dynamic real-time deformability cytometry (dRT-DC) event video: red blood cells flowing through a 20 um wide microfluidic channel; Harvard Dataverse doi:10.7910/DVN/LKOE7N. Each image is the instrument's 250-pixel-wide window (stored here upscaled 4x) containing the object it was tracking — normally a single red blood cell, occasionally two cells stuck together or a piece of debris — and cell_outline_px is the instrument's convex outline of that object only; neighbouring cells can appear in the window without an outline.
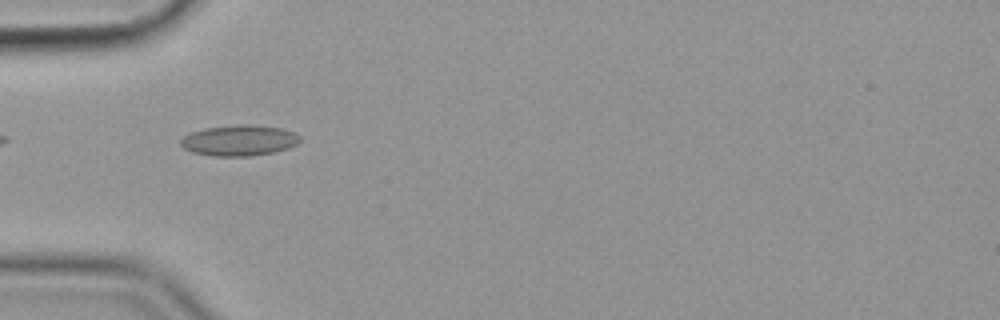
{"species": "common noctule bat (a hibernating species)", "species_latin": "Nyctalus noctula", "temperature_condition": "cold", "stored_images_in_passage": 39, "camera_frame_rate_fps": 3000, "um_per_image_px": 0.085, "animal": {"sex": "female", "body_mass_g": 19.9}, "frame": {"image": 1, "passage_image": 1, "time_ms": 0.0, "image_size_px": [1000, 320], "cell_outline_px": [[300, 140], [296, 144], [288, 148], [272, 152], [248, 156], [212, 156], [192, 152], [184, 148], [180, 144], [180, 140], [184, 136], [192, 132], [204, 128], [240, 124], [244, 124], [280, 128], [292, 132], [300, 136]], "centroid_in_image_um": [20.29, 11.94], "position_along_channel_um": 64.7, "area_um2": 21.15}, "authors_computed_cell_mechanics": {"area_um2": 19.2474, "velocity_mm_per_s": 3.5813, "shape_relaxation_time_tau1_ms": null, "shape_relaxation_time_tau2_ms": 1.5618, "deformation_change_tau1": null, "deformation_change_tau2": 0.0865}}